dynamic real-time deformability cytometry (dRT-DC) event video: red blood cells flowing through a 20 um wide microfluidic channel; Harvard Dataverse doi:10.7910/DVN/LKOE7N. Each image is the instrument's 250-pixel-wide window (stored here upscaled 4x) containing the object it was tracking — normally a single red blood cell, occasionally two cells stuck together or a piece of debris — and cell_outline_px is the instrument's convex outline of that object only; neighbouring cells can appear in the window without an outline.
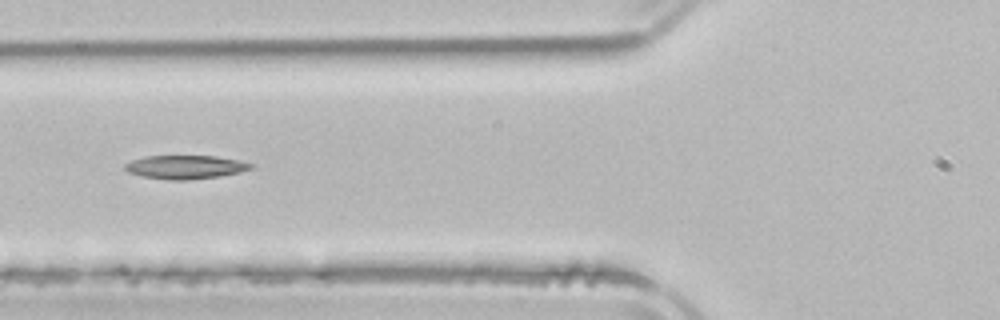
{"species": "common noctule bat (a hibernating species)", "species_latin": "Nyctalus noctula", "temperature_condition": "room temperature", "stored_images_in_passage": 6, "camera_frame_rate_fps": 3000, "um_per_image_px": 0.085, "animal": {"sex": "male", "body_mass_g": 21.5, "forearm_length_mm": 52.0}, "frame": {"image": 1, "passage_image": 4, "time_ms": 5.0, "image_size_px": [1000, 320], "cell_outline_px": [[256, 168], [240, 172], [220, 176], [184, 180], [168, 180], [140, 176], [128, 172], [124, 168], [124, 164], [132, 160], [144, 156], [216, 156], [240, 160], [256, 164]], "centroid_in_image_um": [15.8, 14.2], "position_along_channel_um": 110.0, "area_um2": 17.57}}
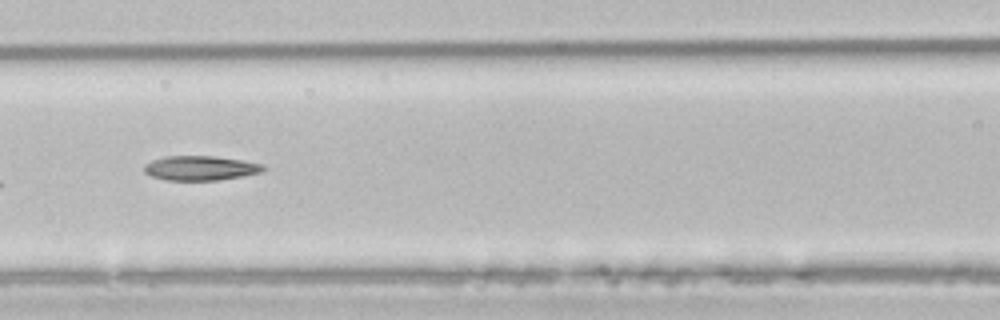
{"frame": {"image": 2, "passage_image": 5, "time_ms": 6.0, "image_size_px": [1000, 320], "cell_outline_px": [[268, 168], [260, 172], [244, 176], [220, 180], [168, 180], [152, 176], [144, 172], [144, 164], [152, 160], [168, 156], [212, 156], [240, 160], [264, 164]], "centroid_in_image_um": [17.06, 14.29], "position_along_channel_um": 149.5, "area_um2": 16.99}}
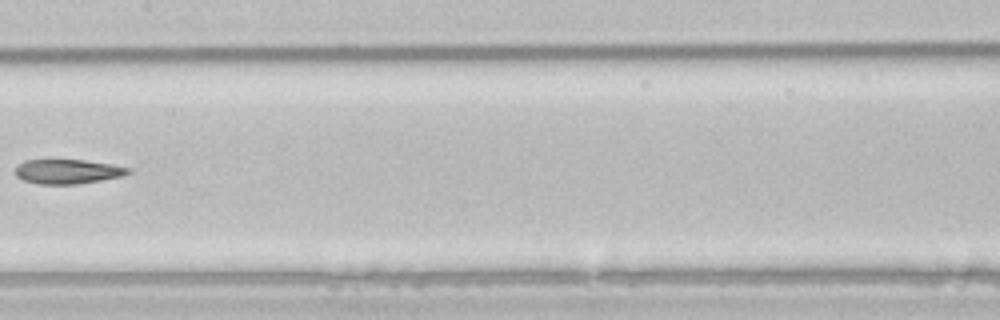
{"frame": {"image": 3, "passage_image": 6, "time_ms": 7.333, "image_size_px": [1000, 320], "cell_outline_px": [[132, 172], [124, 176], [76, 184], [40, 184], [24, 180], [16, 176], [16, 164], [24, 160], [84, 160], [112, 164], [132, 168]], "centroid_in_image_um": [5.78, 14.57], "position_along_channel_um": 201.6, "area_um2": 16.18}}